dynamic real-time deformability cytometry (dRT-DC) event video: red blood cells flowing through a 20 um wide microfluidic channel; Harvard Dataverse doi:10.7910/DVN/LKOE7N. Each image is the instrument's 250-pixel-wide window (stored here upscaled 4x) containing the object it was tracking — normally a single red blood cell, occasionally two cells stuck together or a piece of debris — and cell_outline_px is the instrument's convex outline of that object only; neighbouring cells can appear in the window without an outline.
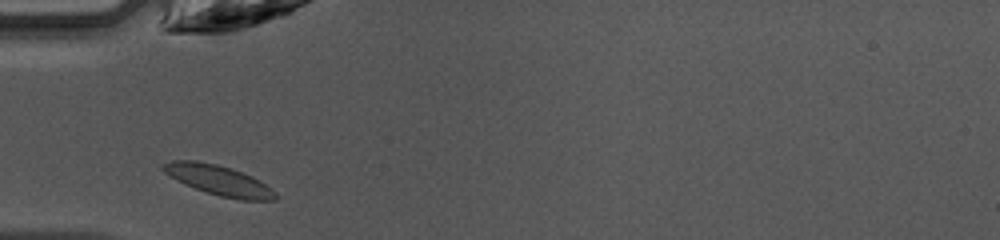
{"species": "common noctule bat (a hibernating species)", "species_latin": "Nyctalus noctula", "temperature_condition": "warm", "stored_images_in_passage": 26, "camera_frame_rate_fps": 3000, "um_per_image_px": 0.085, "animal": {"sex": "female", "body_mass_g": 10.0, "forearm_length_mm": 53.1}, "frame": {"image": 1, "passage_image": 1, "time_ms": 0.0, "image_size_px": [1000, 240], "cell_outline_px": [[276, 200], [240, 200], [220, 196], [196, 188], [176, 180], [168, 176], [160, 168], [160, 164], [172, 160], [196, 160], [216, 164], [232, 168], [252, 176], [260, 180], [272, 188], [276, 192]], "centroid_in_image_um": [18.58, 15.3], "position_along_channel_um": 66.4, "area_um2": 19.77}}
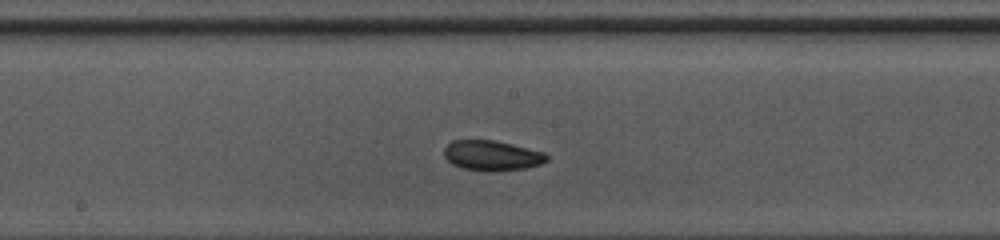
{"frame": {"image": 2, "passage_image": 11, "time_ms": 3.333, "image_size_px": [1000, 240], "cell_outline_px": [[548, 160], [540, 164], [524, 168], [464, 168], [452, 164], [444, 156], [444, 148], [452, 140], [496, 140], [544, 152], [548, 156]], "centroid_in_image_um": [41.8, 13.15], "position_along_channel_um": 206.4, "area_um2": 17.11}}
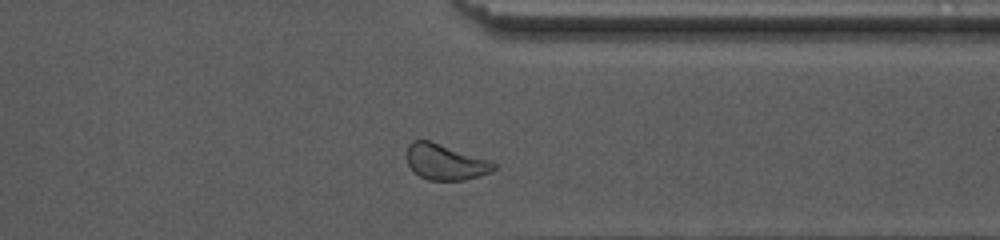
{"frame": {"image": 3, "passage_image": 23, "time_ms": 7.333, "image_size_px": [1000, 240], "cell_outline_px": [[496, 168], [492, 172], [480, 176], [464, 180], [428, 180], [420, 176], [408, 164], [404, 156], [404, 152], [408, 144], [412, 140], [428, 140], [488, 160], [496, 164]], "centroid_in_image_um": [37.8, 13.77], "position_along_channel_um": 373.6, "area_um2": 18.09}, "authors_computed_cell_mechanics": {"area_um2": 17.8313, "velocity_mm_per_s": 4.2096, "shape_relaxation_time_tau1_ms": 5.7324, "shape_relaxation_time_tau2_ms": 6.5069, "deformation_change_tau1": 0.1252, "deformation_change_tau2": 0.1189}}